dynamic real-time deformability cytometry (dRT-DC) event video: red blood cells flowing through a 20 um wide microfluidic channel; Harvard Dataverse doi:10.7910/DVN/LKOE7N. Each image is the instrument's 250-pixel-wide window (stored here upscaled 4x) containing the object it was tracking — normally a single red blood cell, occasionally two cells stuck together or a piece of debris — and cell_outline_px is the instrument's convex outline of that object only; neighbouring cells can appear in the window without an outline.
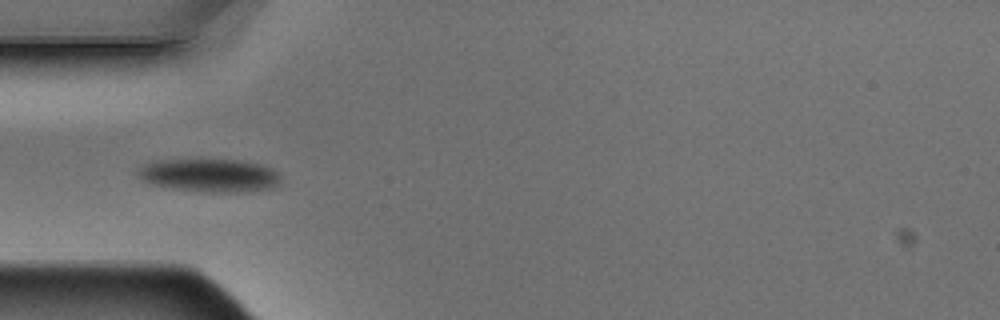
{"species": "Egyptian fruit bat (a non-hibernating species)", "species_latin": "Rousettus aegyptiacus", "temperature_condition": "warm", "stored_images_in_passage": 5, "camera_frame_rate_fps": 3000, "um_per_image_px": 0.085, "animal": {"sex": "male"}, "frame": {"image": 1, "passage_image": 4, "time_ms": 1.0, "image_size_px": [1000, 320], "cell_outline_px": [[280, 184], [272, 188], [244, 192], [208, 192], [172, 188], [148, 184], [140, 180], [136, 176], [136, 168], [144, 164], [156, 160], [240, 160], [260, 164], [276, 172], [280, 176]], "centroid_in_image_um": [17.74, 14.91], "position_along_channel_um": 67.3, "area_um2": 27.86}}
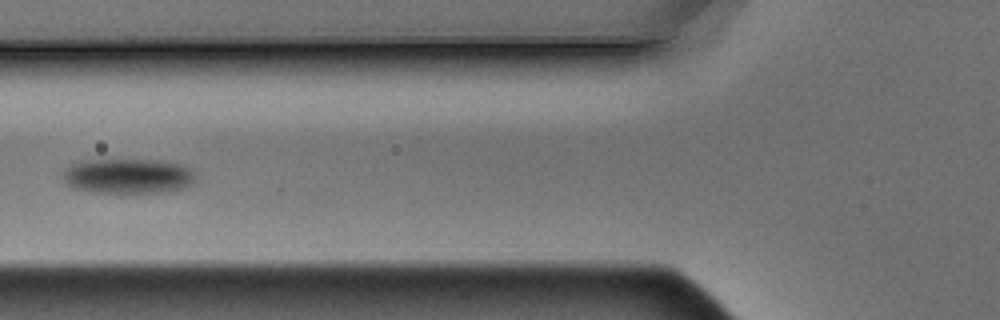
{"frame": {"image": 2, "passage_image": 5, "time_ms": 1.333, "image_size_px": [1000, 320], "cell_outline_px": [[192, 184], [184, 188], [164, 192], [120, 196], [72, 188], [64, 184], [64, 168], [76, 160], [160, 160], [180, 164], [188, 168], [192, 172]], "centroid_in_image_um": [10.79, 15.01], "position_along_channel_um": 115.0, "area_um2": 27.98}}